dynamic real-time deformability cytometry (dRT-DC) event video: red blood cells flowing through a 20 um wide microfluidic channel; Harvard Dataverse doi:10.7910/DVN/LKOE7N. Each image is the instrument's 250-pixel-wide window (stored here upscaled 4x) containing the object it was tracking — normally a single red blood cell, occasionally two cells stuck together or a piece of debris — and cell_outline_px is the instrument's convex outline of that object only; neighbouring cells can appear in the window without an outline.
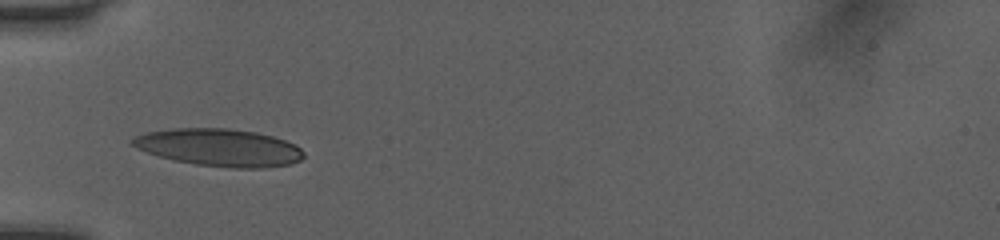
{"species": "human", "species_latin": "Homo sapiens", "temperature_condition": "room temperature", "stored_images_in_passage": 34, "camera_frame_rate_fps": 3000, "um_per_image_px": 0.085, "donor": {"sex": "female"}, "frame": {"image": 1, "passage_image": 1, "time_ms": 0.0, "image_size_px": [1000, 240], "cell_outline_px": [[304, 156], [300, 160], [292, 164], [264, 168], [232, 168], [196, 164], [176, 160], [160, 156], [136, 148], [132, 144], [132, 140], [136, 136], [148, 132], [172, 128], [228, 128], [256, 132], [272, 136], [296, 144], [304, 152]], "centroid_in_image_um": [18.69, 12.54], "position_along_channel_um": 66.3, "area_um2": 37.22}}
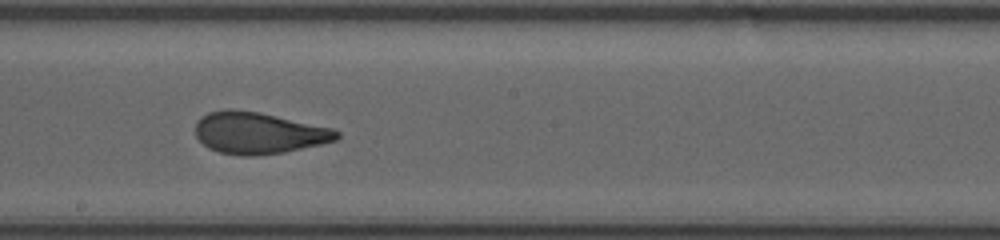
{"frame": {"image": 2, "passage_image": 13, "time_ms": 4.0, "image_size_px": [1000, 240], "cell_outline_px": [[340, 136], [336, 140], [320, 144], [284, 152], [252, 156], [244, 156], [220, 152], [208, 148], [196, 136], [196, 120], [200, 116], [208, 112], [228, 108], [232, 108], [260, 112], [332, 128], [340, 132]], "centroid_in_image_um": [21.95, 11.29], "position_along_channel_um": 226.3, "area_um2": 34.33}}
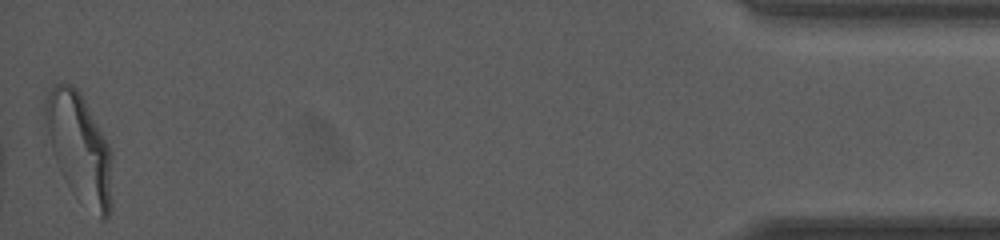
{"frame": {"image": 3, "passage_image": 34, "time_ms": 11.0, "image_size_px": [1000, 240], "cell_outline_px": [[112, 152], [108, 216], [104, 220], [100, 220], [56, 160], [52, 152], [44, 124], [44, 100], [52, 84], [72, 84], [80, 92], [104, 136]], "centroid_in_image_um": [6.72, 12.36], "position_along_channel_um": 428.5, "area_um2": 40.23}, "authors_computed_cell_mechanics": {"area_um2": 34.6222, "velocity_mm_per_s": 4.0563, "shape_relaxation_time_tau1_ms": 6.9736, "shape_relaxation_time_tau2_ms": 0.953, "deformation_change_tau1": 0.2269, "deformation_change_tau2": 0.0802}}